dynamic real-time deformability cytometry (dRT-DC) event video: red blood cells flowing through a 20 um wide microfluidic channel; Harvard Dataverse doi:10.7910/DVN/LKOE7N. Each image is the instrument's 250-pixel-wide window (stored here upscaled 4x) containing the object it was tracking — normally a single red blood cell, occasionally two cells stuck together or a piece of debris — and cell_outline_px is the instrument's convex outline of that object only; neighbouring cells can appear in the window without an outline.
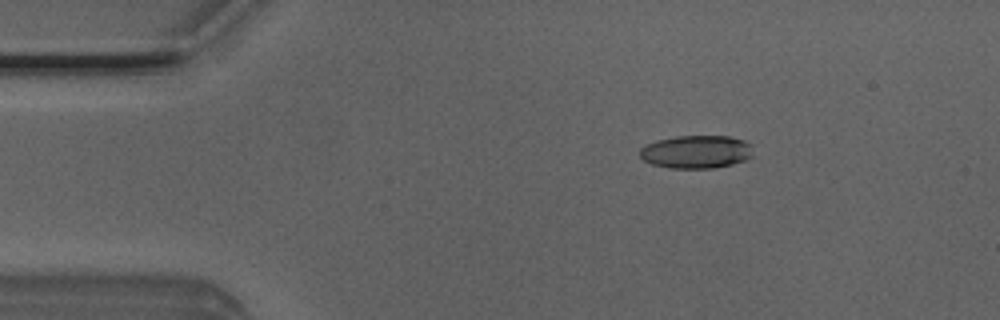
{"species": "Egyptian fruit bat (a non-hibernating species)", "species_latin": "Rousettus aegyptiacus", "temperature_condition": "room temperature", "stored_images_in_passage": 50, "camera_frame_rate_fps": 3000, "um_per_image_px": 0.085, "animal": {"sex": "male"}, "frame": {"image": 1, "passage_image": 8, "time_ms": 2.333, "image_size_px": [1000, 320], "cell_outline_px": [[752, 156], [744, 160], [732, 164], [712, 168], [668, 168], [652, 164], [644, 160], [640, 156], [640, 148], [656, 140], [676, 136], [728, 136], [744, 140], [752, 144]], "centroid_in_image_um": [59.19, 12.9], "position_along_channel_um": 25.8, "area_um2": 21.85}}
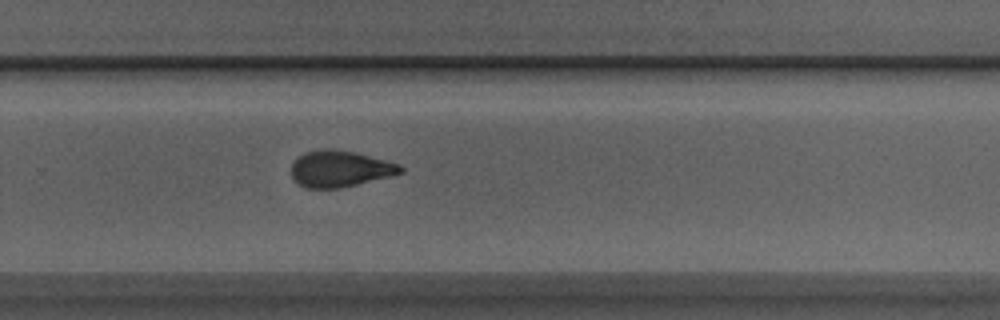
{"frame": {"image": 2, "passage_image": 33, "time_ms": 10.667, "image_size_px": [1000, 320], "cell_outline_px": [[404, 172], [392, 176], [340, 188], [304, 188], [292, 176], [292, 164], [304, 152], [320, 148], [328, 148], [352, 152], [400, 164], [404, 168]], "centroid_in_image_um": [28.91, 14.35], "position_along_channel_um": 300.9, "area_um2": 22.95}}
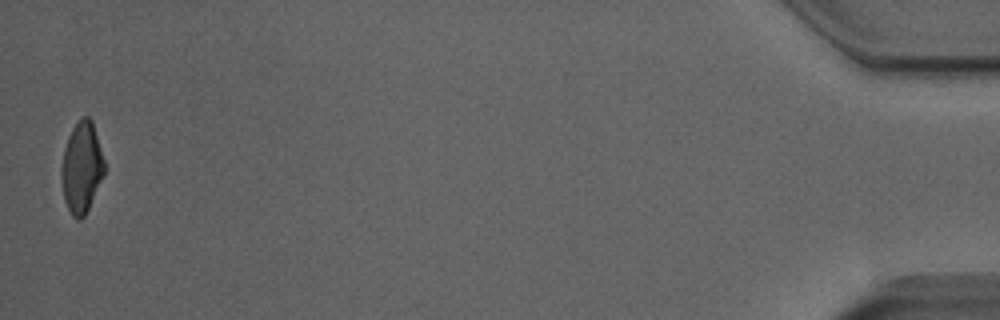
{"frame": {"image": 3, "passage_image": 50, "time_ms": 16.333, "image_size_px": [1000, 320], "cell_outline_px": [[104, 172], [88, 208], [84, 216], [80, 220], [76, 220], [72, 216], [64, 200], [60, 180], [60, 168], [64, 148], [68, 136], [72, 128], [80, 116], [88, 116], [92, 120], [104, 160]], "centroid_in_image_um": [6.9, 14.21], "position_along_channel_um": 428.3, "area_um2": 22.77}, "authors_computed_cell_mechanics": {"area_um2": 23.2934, "velocity_mm_per_s": 4.0279, "shape_relaxation_time_tau1_ms": 4.1319, "shape_relaxation_time_tau2_ms": 1.5152, "deformation_change_tau1": 0.1665, "deformation_change_tau2": 0.0859}}